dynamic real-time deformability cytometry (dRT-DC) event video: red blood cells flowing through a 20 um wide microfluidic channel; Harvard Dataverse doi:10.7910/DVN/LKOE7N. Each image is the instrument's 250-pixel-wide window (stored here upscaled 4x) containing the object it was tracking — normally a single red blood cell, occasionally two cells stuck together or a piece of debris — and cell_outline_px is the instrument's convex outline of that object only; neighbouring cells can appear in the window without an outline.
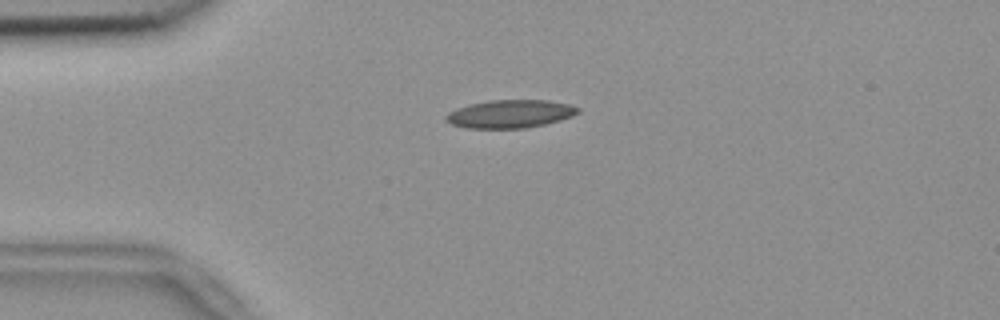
{"species": "common noctule bat (a hibernating species)", "species_latin": "Nyctalus noctula", "temperature_condition": "room temperature", "stored_images_in_passage": 54, "camera_frame_rate_fps": 3000, "um_per_image_px": 0.085, "animal": {"sex": "female", "body_mass_g": 18.4}, "frame": {"image": 1, "passage_image": 13, "time_ms": 4.0, "image_size_px": [1000, 320], "cell_outline_px": [[580, 112], [572, 116], [560, 120], [544, 124], [524, 128], [464, 128], [452, 124], [444, 120], [444, 116], [448, 112], [456, 108], [488, 100], [548, 100], [568, 104], [580, 108]], "centroid_in_image_um": [43.34, 9.68], "position_along_channel_um": 41.7, "area_um2": 21.62}}
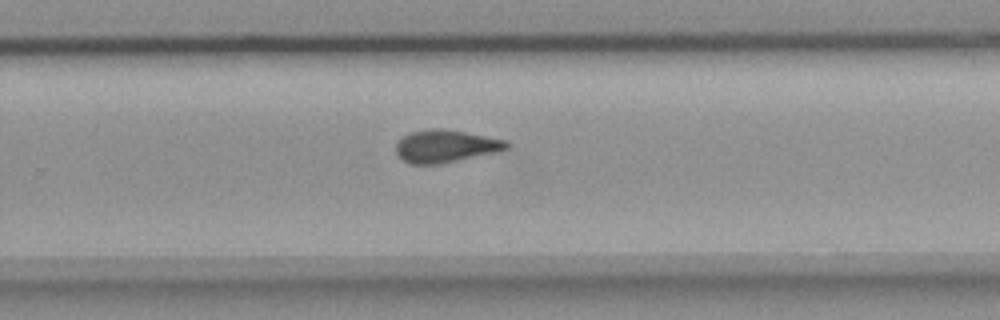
{"frame": {"image": 2, "passage_image": 35, "time_ms": 11.333, "image_size_px": [1000, 320], "cell_outline_px": [[512, 144], [508, 148], [500, 152], [436, 164], [408, 164], [396, 152], [396, 140], [408, 132], [428, 128], [444, 128], [508, 140]], "centroid_in_image_um": [37.89, 12.4], "position_along_channel_um": 291.9, "area_um2": 21.39}}
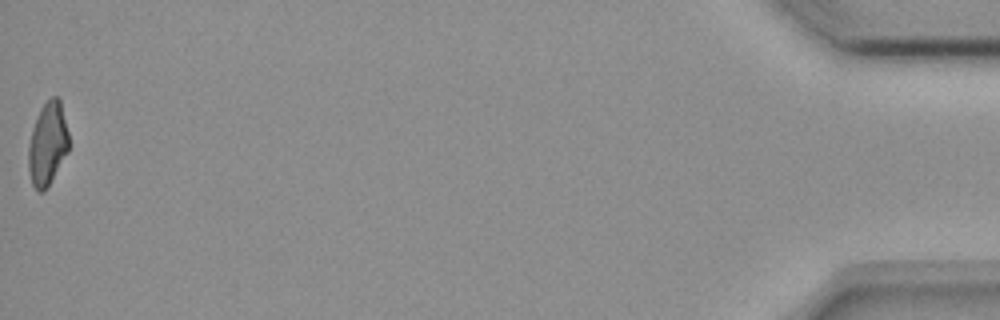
{"frame": {"image": 3, "passage_image": 54, "time_ms": 17.667, "image_size_px": [1000, 320], "cell_outline_px": [[68, 152], [48, 188], [44, 192], [36, 192], [32, 184], [28, 168], [28, 148], [32, 128], [40, 108], [52, 96], [56, 96], [60, 100], [68, 132]], "centroid_in_image_um": [4.04, 12.28], "position_along_channel_um": 431.2, "area_um2": 19.71}, "authors_computed_cell_mechanics": {"area_um2": 20.7791, "velocity_mm_per_s": 3.7411, "shape_relaxation_time_tau1_ms": 9.319, "shape_relaxation_time_tau2_ms": 2.6802, "deformation_change_tau1": 0.2002, "deformation_change_tau2": 0.0966}}